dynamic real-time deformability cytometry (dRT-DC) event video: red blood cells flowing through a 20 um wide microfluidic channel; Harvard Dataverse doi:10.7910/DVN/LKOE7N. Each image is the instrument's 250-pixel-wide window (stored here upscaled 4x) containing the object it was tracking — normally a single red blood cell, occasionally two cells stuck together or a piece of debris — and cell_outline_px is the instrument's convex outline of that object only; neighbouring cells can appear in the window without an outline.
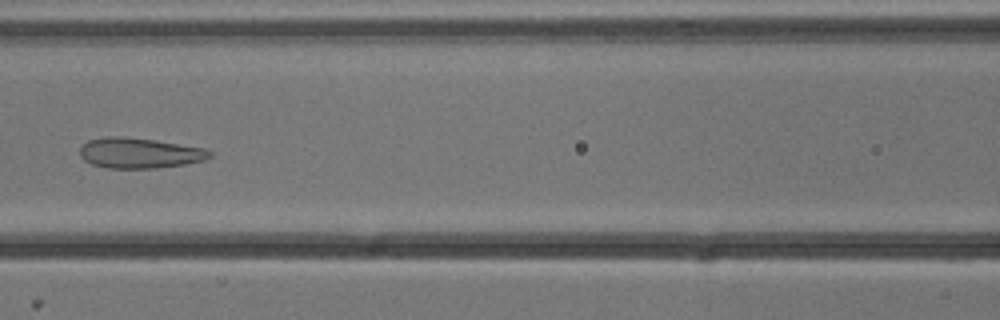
{"species": "common noctule bat (a hibernating species)", "species_latin": "Nyctalus noctula", "temperature_condition": "cold", "stored_images_in_passage": 7, "camera_frame_rate_fps": 3000, "um_per_image_px": 0.085, "animal": {"sex": "male", "body_mass_g": 13.3}, "frame": {"image": 1, "passage_image": 6, "time_ms": 1.667, "image_size_px": [1000, 320], "cell_outline_px": [[212, 156], [204, 160], [184, 164], [156, 168], [108, 168], [92, 164], [84, 160], [80, 156], [80, 148], [88, 140], [108, 136], [120, 136], [156, 140], [204, 148], [212, 152]], "centroid_in_image_um": [11.85, 13.0], "position_along_channel_um": 154.7, "area_um2": 22.95}}
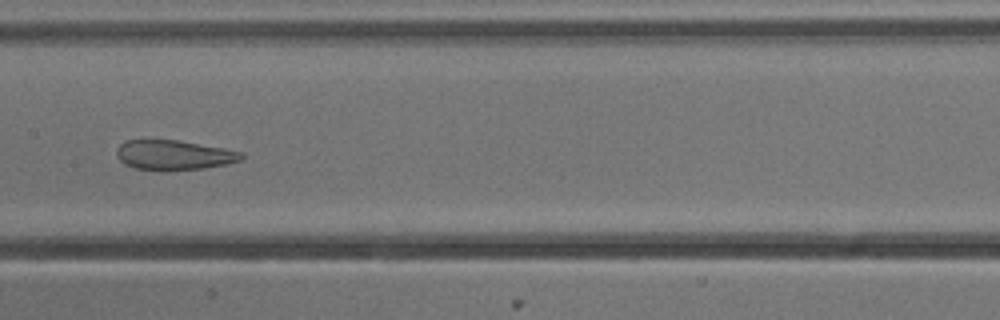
{"frame": {"image": 2, "passage_image": 7, "time_ms": 2.0, "image_size_px": [1000, 320], "cell_outline_px": [[244, 156], [240, 160], [228, 164], [204, 168], [164, 172], [132, 168], [124, 164], [120, 160], [116, 152], [116, 148], [124, 140], [176, 140], [224, 148], [244, 152]], "centroid_in_image_um": [14.76, 13.2], "position_along_channel_um": 192.6, "area_um2": 22.08}}